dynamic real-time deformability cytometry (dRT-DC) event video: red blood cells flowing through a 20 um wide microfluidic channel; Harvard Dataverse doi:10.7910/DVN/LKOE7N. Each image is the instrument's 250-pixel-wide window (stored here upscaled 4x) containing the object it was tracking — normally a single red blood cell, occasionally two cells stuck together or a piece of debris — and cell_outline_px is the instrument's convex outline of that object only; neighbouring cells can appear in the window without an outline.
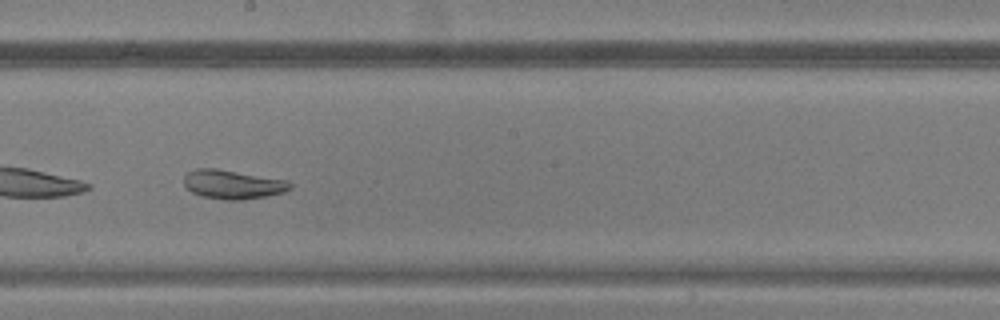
{"species": "common noctule bat (a hibernating species)", "species_latin": "Nyctalus noctula", "temperature_condition": "warm", "stored_images_in_passage": 45, "camera_frame_rate_fps": 3000, "um_per_image_px": 0.085, "animal": {"sex": "male", "body_mass_g": 20.5, "forearm_length_mm": 52.5}, "frame": {"image": 1, "passage_image": 26, "time_ms": 8.333, "image_size_px": [1000, 320], "cell_outline_px": [[292, 188], [284, 192], [244, 200], [228, 200], [200, 196], [192, 192], [184, 184], [184, 176], [188, 172], [196, 168], [216, 168], [288, 180], [292, 184]], "centroid_in_image_um": [19.79, 15.67], "position_along_channel_um": 228.4, "area_um2": 17.98}}